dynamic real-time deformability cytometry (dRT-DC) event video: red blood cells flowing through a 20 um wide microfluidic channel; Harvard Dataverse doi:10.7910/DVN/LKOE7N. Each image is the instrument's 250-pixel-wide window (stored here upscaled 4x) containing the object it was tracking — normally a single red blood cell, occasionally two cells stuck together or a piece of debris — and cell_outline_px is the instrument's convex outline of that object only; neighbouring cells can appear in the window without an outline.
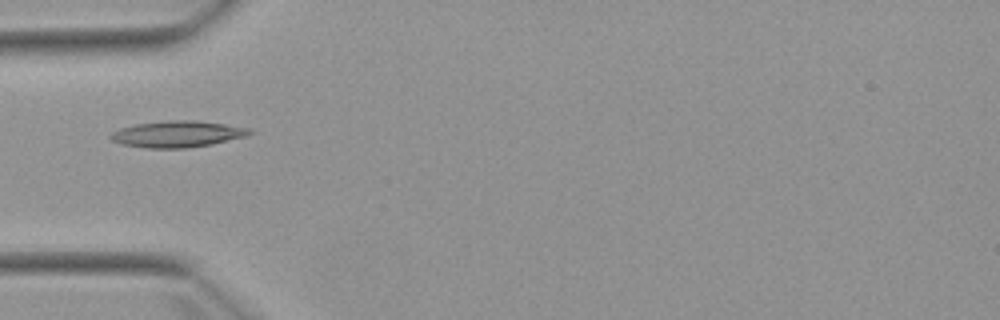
{"species": "Egyptian fruit bat (a non-hibernating species)", "species_latin": "Rousettus aegyptiacus", "temperature_condition": "warm", "stored_images_in_passage": 5, "camera_frame_rate_fps": 3000, "um_per_image_px": 0.085, "animal": {"sex": "female"}, "frame": {"image": 1, "passage_image": 5, "time_ms": 4.667, "image_size_px": [1000, 320], "cell_outline_px": [[252, 132], [244, 136], [212, 144], [188, 148], [148, 148], [124, 144], [112, 140], [108, 136], [112, 132], [120, 128], [136, 124], [168, 120], [196, 120], [252, 128]], "centroid_in_image_um": [15.07, 11.39], "position_along_channel_um": 69.9, "area_um2": 21.21}}